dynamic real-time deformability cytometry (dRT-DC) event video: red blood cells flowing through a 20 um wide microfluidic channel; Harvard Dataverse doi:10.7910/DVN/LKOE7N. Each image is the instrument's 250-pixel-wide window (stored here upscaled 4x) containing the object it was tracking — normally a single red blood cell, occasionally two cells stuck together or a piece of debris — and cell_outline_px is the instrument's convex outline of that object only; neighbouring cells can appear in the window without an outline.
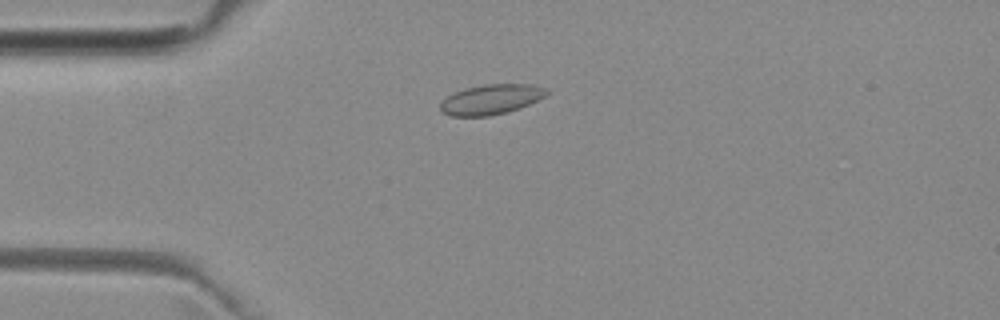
{"species": "common noctule bat (a hibernating species)", "species_latin": "Nyctalus noctula", "temperature_condition": "room temperature", "stored_images_in_passage": 19, "camera_frame_rate_fps": 3000, "um_per_image_px": 0.085, "animal": {"sex": "female", "body_mass_g": 29.2, "forearm_length_mm": 56.3}, "frame": {"image": 1, "passage_image": 7, "time_ms": 2.0, "image_size_px": [1000, 320], "cell_outline_px": [[552, 92], [520, 108], [488, 116], [448, 116], [440, 112], [440, 100], [464, 88], [484, 84], [532, 84], [544, 88]], "centroid_in_image_um": [41.69, 8.45], "position_along_channel_um": 43.3, "area_um2": 18.61}}
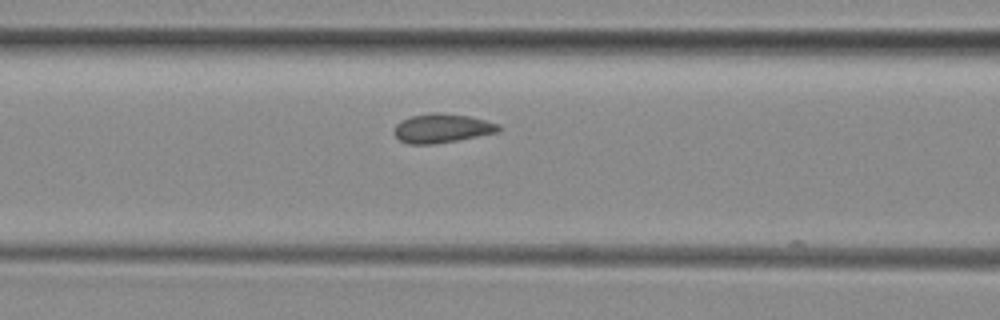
{"frame": {"image": 2, "passage_image": 15, "time_ms": 4.667, "image_size_px": [1000, 320], "cell_outline_px": [[500, 132], [456, 140], [432, 144], [408, 144], [400, 140], [392, 132], [396, 124], [400, 120], [412, 116], [432, 112], [444, 112], [468, 116], [500, 124]], "centroid_in_image_um": [37.55, 10.89], "position_along_channel_um": 129.1, "area_um2": 17.74}}
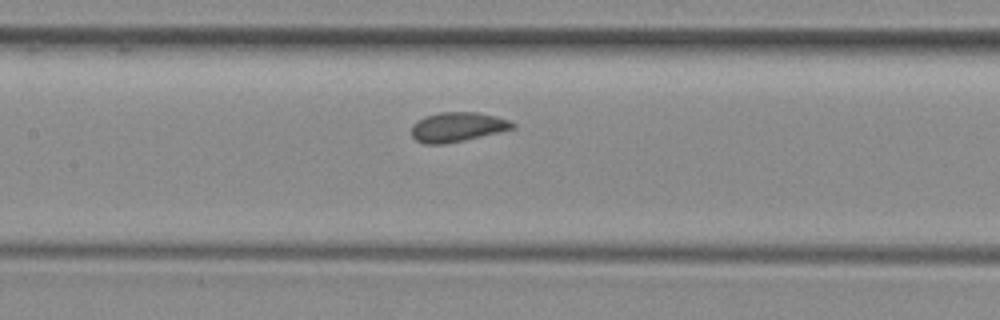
{"frame": {"image": 3, "passage_image": 18, "time_ms": 5.667, "image_size_px": [1000, 320], "cell_outline_px": [[516, 128], [464, 140], [444, 144], [424, 144], [416, 140], [412, 136], [412, 124], [424, 116], [440, 112], [476, 112], [496, 116], [508, 120], [516, 124]], "centroid_in_image_um": [38.87, 10.79], "position_along_channel_um": 168.5, "area_um2": 17.4}}